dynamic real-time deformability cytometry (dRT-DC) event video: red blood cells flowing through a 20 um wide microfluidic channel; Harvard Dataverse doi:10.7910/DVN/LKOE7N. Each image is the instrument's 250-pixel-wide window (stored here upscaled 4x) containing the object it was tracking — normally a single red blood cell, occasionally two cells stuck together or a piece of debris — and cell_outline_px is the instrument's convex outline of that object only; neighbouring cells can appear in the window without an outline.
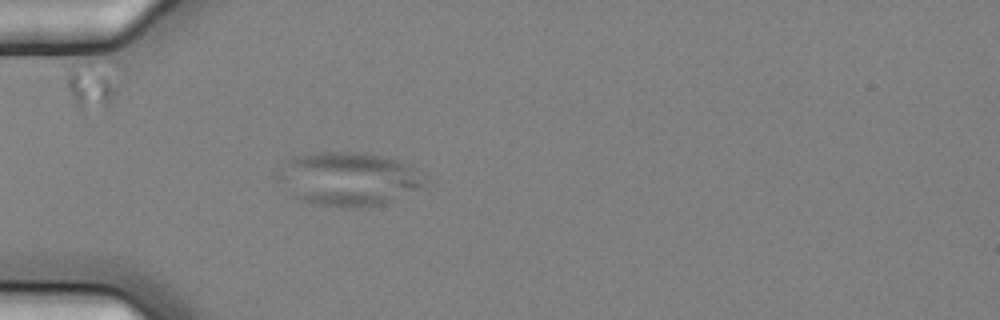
{"species": "common noctule bat (a hibernating species)", "species_latin": "Nyctalus noctula", "temperature_condition": "cold", "stored_images_in_passage": 4, "camera_frame_rate_fps": 3000, "um_per_image_px": 0.085, "animal": {"sex": "female", "body_mass_g": 25.1}, "frame": {"image": 1, "passage_image": 4, "time_ms": 1.0, "image_size_px": [1000, 320], "cell_outline_px": [[424, 184], [384, 204], [364, 208], [344, 208], [312, 204], [300, 200], [276, 180], [272, 176], [292, 156], [304, 152], [360, 152], [380, 156], [396, 160], [412, 168]], "centroid_in_image_um": [29.44, 15.21], "position_along_channel_um": 55.6, "area_um2": 45.55}}